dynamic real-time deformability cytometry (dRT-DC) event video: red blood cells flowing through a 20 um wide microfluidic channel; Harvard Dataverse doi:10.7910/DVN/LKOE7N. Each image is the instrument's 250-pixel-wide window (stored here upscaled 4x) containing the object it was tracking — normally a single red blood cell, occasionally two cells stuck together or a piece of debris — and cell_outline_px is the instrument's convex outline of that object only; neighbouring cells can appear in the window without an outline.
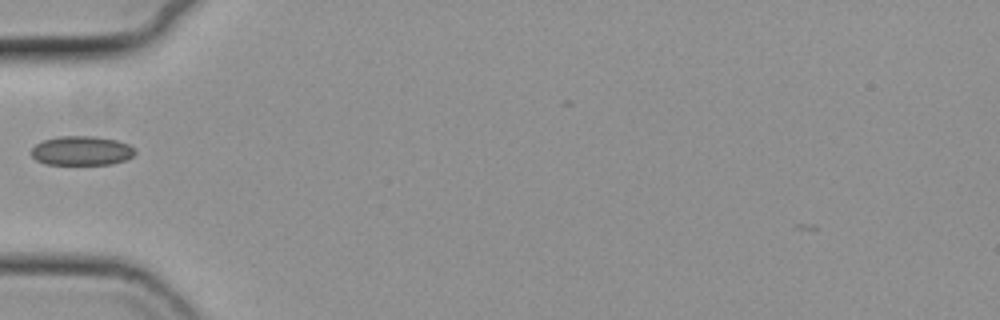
{"species": "common noctule bat (a hibernating species)", "species_latin": "Nyctalus noctula", "temperature_condition": "cold", "stored_images_in_passage": 32, "camera_frame_rate_fps": 3000, "um_per_image_px": 0.085, "animal": {"sex": "female", "body_mass_g": 19.3, "forearm_length_mm": 54.1}, "frame": {"image": 1, "passage_image": 2, "time_ms": 0.333, "image_size_px": [1000, 320], "cell_outline_px": [[136, 152], [128, 160], [112, 164], [44, 164], [36, 160], [32, 156], [32, 148], [36, 144], [44, 140], [60, 136], [96, 136], [116, 140], [128, 144], [136, 148]], "centroid_in_image_um": [6.97, 12.81], "position_along_channel_um": 78.0, "area_um2": 17.8}}
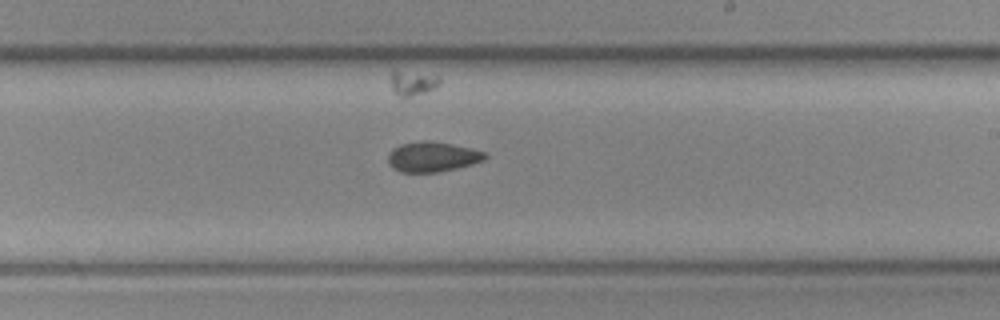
{"frame": {"image": 2, "passage_image": 16, "time_ms": 5.0, "image_size_px": [1000, 320], "cell_outline_px": [[488, 156], [484, 160], [472, 164], [440, 172], [400, 172], [392, 168], [388, 164], [388, 152], [392, 148], [400, 144], [420, 140], [432, 140], [472, 148], [488, 152]], "centroid_in_image_um": [36.75, 13.31], "position_along_channel_um": 252.2, "area_um2": 17.4}}
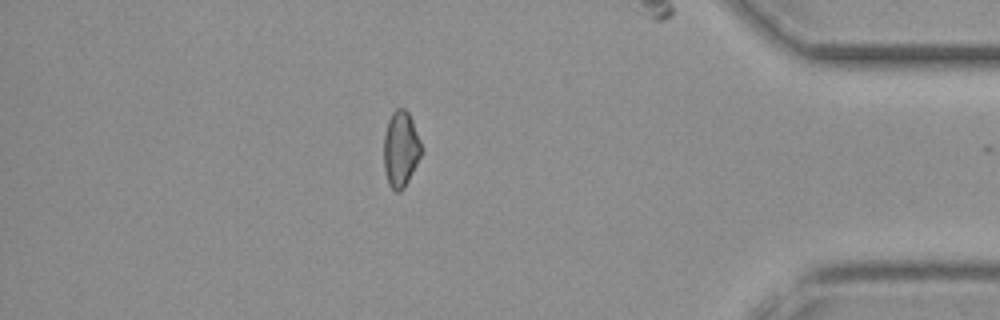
{"frame": {"image": 3, "passage_image": 31, "time_ms": 10.0, "image_size_px": [1000, 320], "cell_outline_px": [[420, 156], [404, 188], [400, 192], [396, 192], [388, 184], [384, 168], [384, 132], [388, 120], [392, 112], [396, 108], [404, 108], [408, 112], [412, 120], [420, 140]], "centroid_in_image_um": [34.03, 12.66], "position_along_channel_um": 401.2, "area_um2": 16.42}}